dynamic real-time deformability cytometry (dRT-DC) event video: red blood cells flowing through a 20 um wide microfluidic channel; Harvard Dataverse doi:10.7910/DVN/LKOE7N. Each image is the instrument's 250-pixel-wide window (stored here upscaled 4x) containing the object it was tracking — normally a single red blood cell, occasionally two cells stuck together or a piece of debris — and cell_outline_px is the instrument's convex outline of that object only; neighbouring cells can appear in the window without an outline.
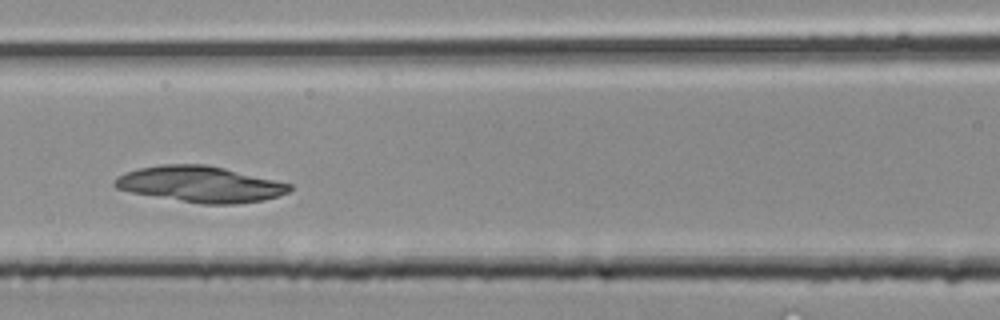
{"species": "common noctule bat (a hibernating species)", "species_latin": "Nyctalus noctula", "temperature_condition": "room temperature", "stored_images_in_passage": 18, "camera_frame_rate_fps": 3000, "um_per_image_px": 0.085, "animal": {"sex": "male", "body_mass_g": 20.4}, "frame": {"image": 1, "passage_image": 6, "time_ms": 1.667, "image_size_px": [1000, 320], "cell_outline_px": [[292, 188], [288, 192], [280, 196], [264, 200], [236, 204], [200, 204], [132, 192], [116, 188], [112, 184], [112, 180], [116, 176], [124, 172], [136, 168], [160, 164], [204, 164], [224, 168], [292, 184]], "centroid_in_image_um": [16.99, 15.65], "position_along_channel_um": 149.6, "area_um2": 36.82}}
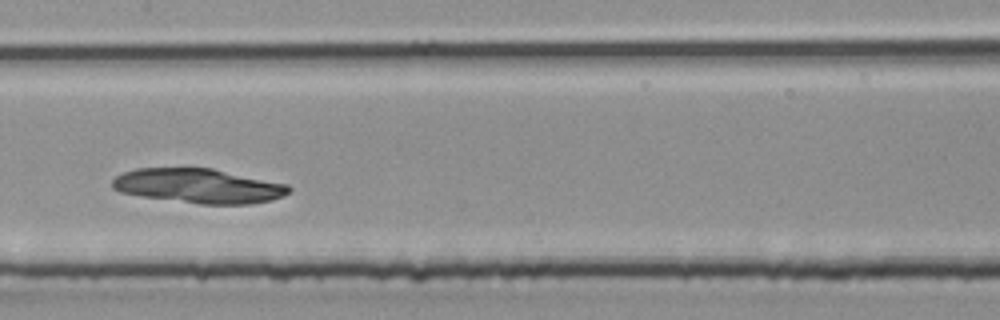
{"frame": {"image": 2, "passage_image": 8, "time_ms": 2.333, "image_size_px": [1000, 320], "cell_outline_px": [[292, 188], [284, 196], [272, 200], [248, 204], [200, 204], [140, 196], [120, 192], [112, 188], [112, 180], [116, 176], [124, 172], [136, 168], [212, 168], [288, 184]], "centroid_in_image_um": [16.89, 15.8], "position_along_channel_um": 190.5, "area_um2": 35.55}}